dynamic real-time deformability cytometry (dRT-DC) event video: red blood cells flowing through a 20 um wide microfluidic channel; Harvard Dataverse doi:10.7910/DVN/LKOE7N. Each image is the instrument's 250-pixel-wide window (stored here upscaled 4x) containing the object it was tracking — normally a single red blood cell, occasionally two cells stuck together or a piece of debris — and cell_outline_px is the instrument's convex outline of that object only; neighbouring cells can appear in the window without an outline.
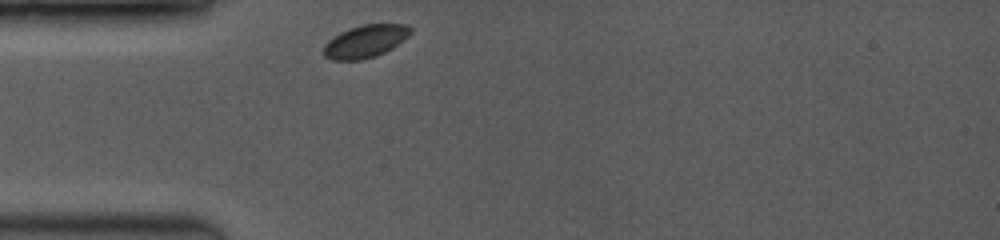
{"species": "common noctule bat (a hibernating species)", "species_latin": "Nyctalus noctula", "temperature_condition": "room temperature", "stored_images_in_passage": 28, "camera_frame_rate_fps": 3500, "um_per_image_px": 0.085, "animal": {"sex": "female", "body_mass_g": 19.0, "forearm_length_mm": 53.3}, "frame": {"image": 1, "passage_image": 1, "time_ms": 0.0, "image_size_px": [1000, 240], "cell_outline_px": [[412, 32], [408, 36], [392, 48], [376, 56], [360, 60], [332, 60], [324, 56], [324, 44], [328, 40], [340, 32], [348, 28], [364, 24], [408, 24], [412, 28]], "centroid_in_image_um": [31.05, 3.5], "position_along_channel_um": 53.9, "area_um2": 16.59}}
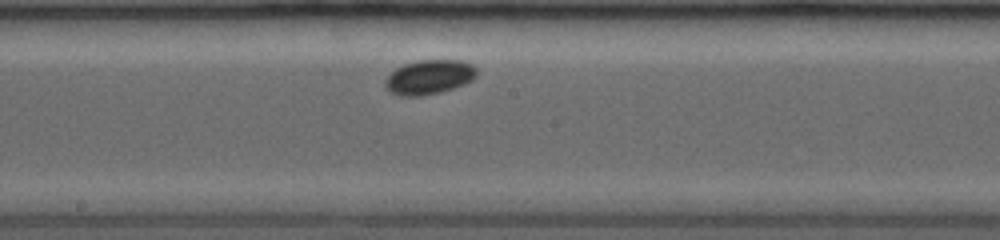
{"frame": {"image": 2, "passage_image": 17, "time_ms": 4.286, "image_size_px": [1000, 240], "cell_outline_px": [[476, 76], [472, 80], [464, 84], [440, 92], [420, 96], [400, 96], [392, 92], [384, 84], [384, 80], [396, 68], [404, 64], [420, 60], [460, 60], [472, 64], [476, 68]], "centroid_in_image_um": [36.49, 6.54], "position_along_channel_um": 211.7, "area_um2": 18.21}}
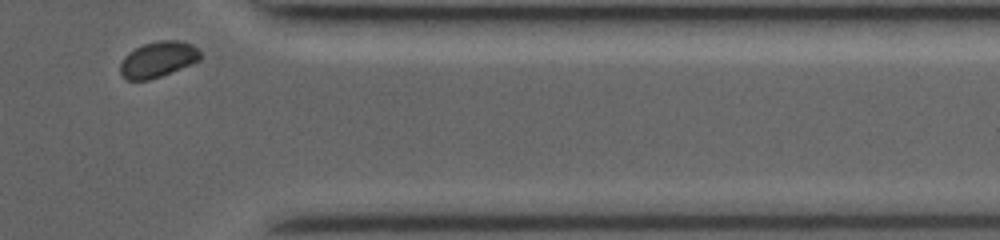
{"frame": {"image": 3, "passage_image": 28, "time_ms": 9.143, "image_size_px": [1000, 240], "cell_outline_px": [[200, 60], [192, 64], [160, 76], [148, 80], [128, 80], [120, 72], [120, 64], [124, 56], [128, 52], [144, 44], [160, 40], [180, 40], [192, 44], [200, 52]], "centroid_in_image_um": [13.43, 5.04], "position_along_channel_um": 398.0, "area_um2": 16.59}, "authors_computed_cell_mechanics": {"area_um2": 17.8024, "velocity_mm_per_s": 3.8403, "shape_relaxation_time_tau1_ms": 2.2709, "shape_relaxation_time_tau2_ms": null, "deformation_change_tau1": 0.0366, "deformation_change_tau2": null}}